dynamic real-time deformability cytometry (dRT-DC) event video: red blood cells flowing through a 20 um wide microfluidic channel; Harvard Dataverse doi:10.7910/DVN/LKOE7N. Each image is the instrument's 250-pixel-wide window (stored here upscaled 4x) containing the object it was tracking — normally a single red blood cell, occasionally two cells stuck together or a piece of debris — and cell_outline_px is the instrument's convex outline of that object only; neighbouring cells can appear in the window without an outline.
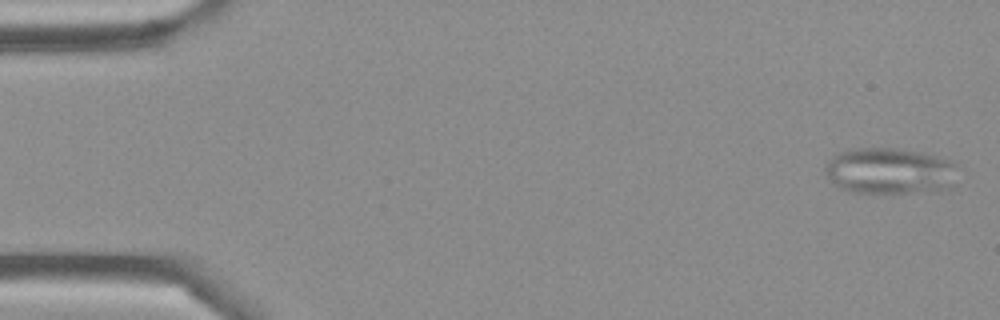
{"species": "Egyptian fruit bat (a non-hibernating species)", "species_latin": "Rousettus aegyptiacus", "temperature_condition": "cold", "stored_images_in_passage": 47, "segment_of_instrument_passage": [1, 2], "camera_frame_rate_fps": 3000, "um_per_image_px": 0.085, "frame": {"image": 1, "passage_image": 2, "time_ms": 0.333, "image_size_px": [1000, 320], "cell_outline_px": [[956, 164], [952, 188], [940, 192], [852, 192], [840, 188], [832, 184], [824, 168], [824, 164], [832, 156], [848, 148], [896, 148], [924, 152], [952, 160]], "centroid_in_image_um": [75.64, 14.52], "position_along_channel_um": 9.4, "area_um2": 36.3}}